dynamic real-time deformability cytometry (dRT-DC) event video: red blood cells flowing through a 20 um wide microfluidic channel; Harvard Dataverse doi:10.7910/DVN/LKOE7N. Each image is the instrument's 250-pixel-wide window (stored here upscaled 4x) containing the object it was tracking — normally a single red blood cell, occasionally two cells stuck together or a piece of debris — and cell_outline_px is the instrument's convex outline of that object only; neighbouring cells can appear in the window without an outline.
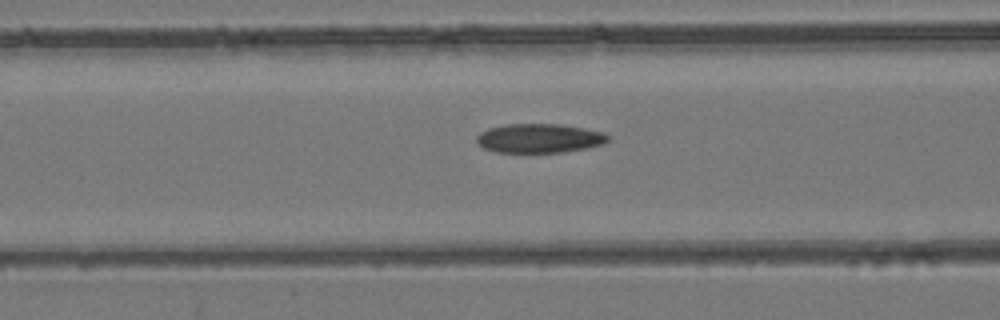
{"species": "common noctule bat (a hibernating species)", "species_latin": "Nyctalus noctula", "temperature_condition": "room temperature", "stored_images_in_passage": 39, "camera_frame_rate_fps": 3000, "um_per_image_px": 0.085, "animal": {"sex": "female", "body_mass_g": 24.6, "forearm_length_mm": 56.2}, "frame": {"image": 1, "passage_image": 7, "time_ms": 2.0, "image_size_px": [1000, 320], "cell_outline_px": [[608, 140], [604, 144], [588, 148], [564, 152], [496, 152], [484, 148], [476, 140], [476, 136], [480, 132], [488, 128], [508, 124], [560, 124], [584, 128], [604, 132], [608, 136]], "centroid_in_image_um": [45.86, 11.75], "position_along_channel_um": 120.7, "area_um2": 22.31}}
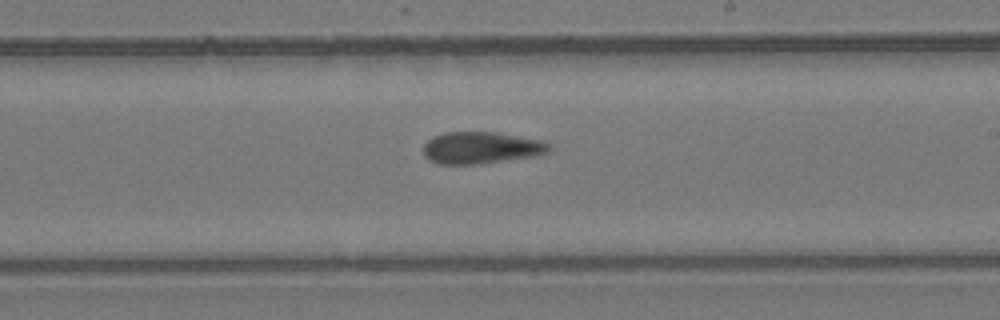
{"frame": {"image": 2, "passage_image": 17, "time_ms": 5.333, "image_size_px": [1000, 320], "cell_outline_px": [[552, 148], [548, 152], [536, 156], [484, 164], [436, 164], [428, 160], [424, 156], [424, 144], [432, 136], [444, 132], [496, 132], [544, 140], [552, 144]], "centroid_in_image_um": [40.93, 12.56], "position_along_channel_um": 248.1, "area_um2": 23.93}}
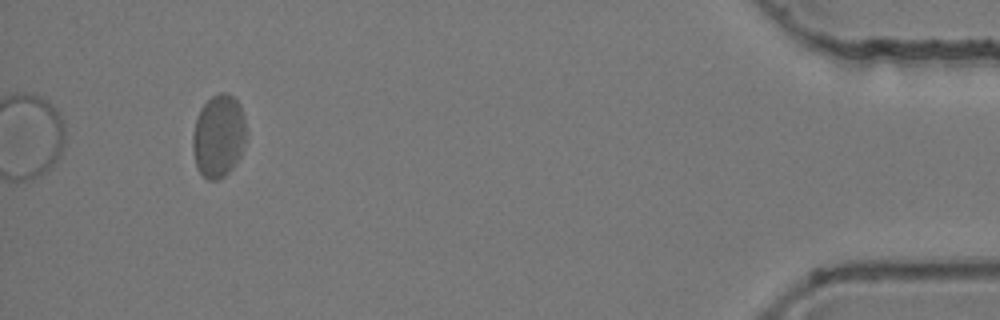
{"frame": {"image": 3, "passage_image": 36, "time_ms": 11.667, "image_size_px": [1000, 320], "cell_outline_px": [[244, 144], [240, 156], [236, 164], [220, 180], [208, 180], [200, 176], [196, 168], [192, 152], [192, 136], [196, 120], [200, 108], [212, 96], [220, 92], [228, 92], [240, 104], [244, 116]], "centroid_in_image_um": [18.54, 11.6], "position_along_channel_um": 416.7, "area_um2": 26.07}, "authors_computed_cell_mechanics": {"area_um2": 23.8714, "velocity_mm_per_s": 3.8169, "shape_relaxation_time_tau1_ms": null, "shape_relaxation_time_tau2_ms": 2.842, "deformation_change_tau1": null, "deformation_change_tau2": 0.0874}}